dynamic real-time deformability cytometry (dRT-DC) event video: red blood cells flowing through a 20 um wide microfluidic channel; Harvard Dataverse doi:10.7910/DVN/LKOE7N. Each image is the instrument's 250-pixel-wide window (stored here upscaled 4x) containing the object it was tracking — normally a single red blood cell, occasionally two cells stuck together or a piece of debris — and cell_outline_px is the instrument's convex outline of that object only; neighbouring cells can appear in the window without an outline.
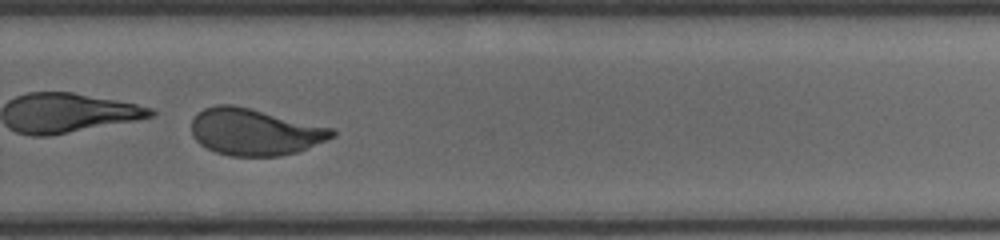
{"species": "human", "species_latin": "Homo sapiens", "temperature_condition": "cold", "stored_images_in_passage": 43, "camera_frame_rate_fps": 3000, "um_per_image_px": 0.085, "donor": {"sex": "male"}, "frame": {"image": 1, "passage_image": 31, "time_ms": 10.0, "image_size_px": [1000, 240], "cell_outline_px": [[336, 136], [328, 140], [296, 152], [280, 156], [228, 156], [216, 152], [200, 144], [192, 136], [192, 120], [196, 112], [204, 108], [216, 104], [232, 104], [332, 128], [336, 132]], "centroid_in_image_um": [21.62, 11.21], "position_along_channel_um": 308.2, "area_um2": 38.21}, "authors_computed_cell_mechanics": {"area_um2": 38.4948, "velocity_mm_per_s": 3.5727, "shape_relaxation_time_tau1_ms": 2.6366, "shape_relaxation_time_tau2_ms": null, "deformation_change_tau1": 0.2968, "deformation_change_tau2": null}}